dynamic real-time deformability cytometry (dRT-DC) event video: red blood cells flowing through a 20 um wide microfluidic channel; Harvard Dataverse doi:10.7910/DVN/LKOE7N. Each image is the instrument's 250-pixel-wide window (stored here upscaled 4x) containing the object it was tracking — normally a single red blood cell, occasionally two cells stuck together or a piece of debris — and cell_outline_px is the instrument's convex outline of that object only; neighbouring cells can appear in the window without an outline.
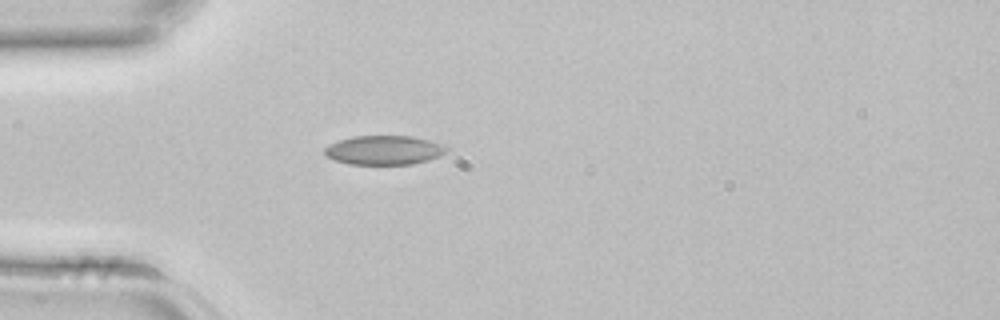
{"species": "common noctule bat (a hibernating species)", "species_latin": "Nyctalus noctula", "temperature_condition": "room temperature", "stored_images_in_passage": 2, "camera_frame_rate_fps": 3000, "um_per_image_px": 0.085, "animal": {"sex": "female", "body_mass_g": 22.7, "forearm_length_mm": 54.2}, "frame": {"image": 1, "passage_image": 2, "time_ms": 0.333, "image_size_px": [1000, 320], "cell_outline_px": [[448, 152], [440, 156], [428, 160], [412, 164], [348, 164], [324, 156], [324, 148], [328, 144], [352, 136], [412, 136], [428, 140], [440, 144], [448, 148]], "centroid_in_image_um": [32.62, 12.76], "position_along_channel_um": 52.4, "area_um2": 20.75}}